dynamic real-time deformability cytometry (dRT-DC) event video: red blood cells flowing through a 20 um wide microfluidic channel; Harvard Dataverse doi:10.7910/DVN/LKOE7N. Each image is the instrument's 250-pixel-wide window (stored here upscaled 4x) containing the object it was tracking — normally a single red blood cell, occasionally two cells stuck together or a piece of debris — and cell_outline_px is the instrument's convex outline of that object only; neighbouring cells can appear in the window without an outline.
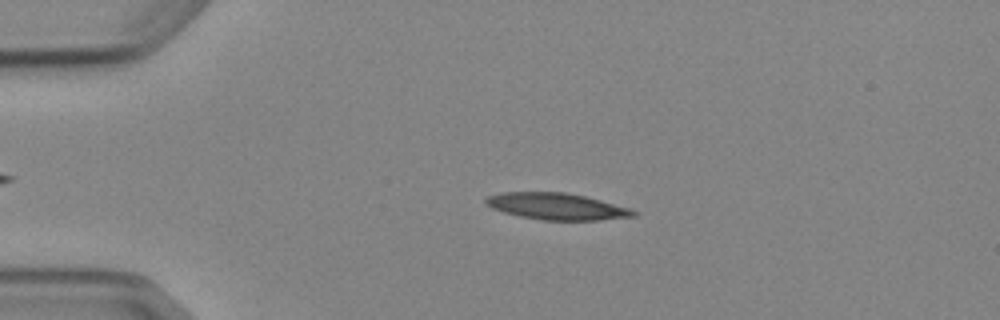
{"species": "Egyptian fruit bat (a non-hibernating species)", "species_latin": "Rousettus aegyptiacus", "temperature_condition": "cold", "stored_images_in_passage": 3, "camera_frame_rate_fps": 3000, "um_per_image_px": 0.085, "animal": {"sex": "female"}, "frame": {"image": 1, "passage_image": 2, "time_ms": 1.333, "image_size_px": [1000, 320], "cell_outline_px": [[636, 216], [600, 220], [544, 220], [520, 216], [504, 212], [492, 208], [484, 200], [488, 196], [504, 192], [568, 192], [632, 208], [636, 212]], "centroid_in_image_um": [47.36, 17.54], "position_along_channel_um": 37.6, "area_um2": 22.77}}